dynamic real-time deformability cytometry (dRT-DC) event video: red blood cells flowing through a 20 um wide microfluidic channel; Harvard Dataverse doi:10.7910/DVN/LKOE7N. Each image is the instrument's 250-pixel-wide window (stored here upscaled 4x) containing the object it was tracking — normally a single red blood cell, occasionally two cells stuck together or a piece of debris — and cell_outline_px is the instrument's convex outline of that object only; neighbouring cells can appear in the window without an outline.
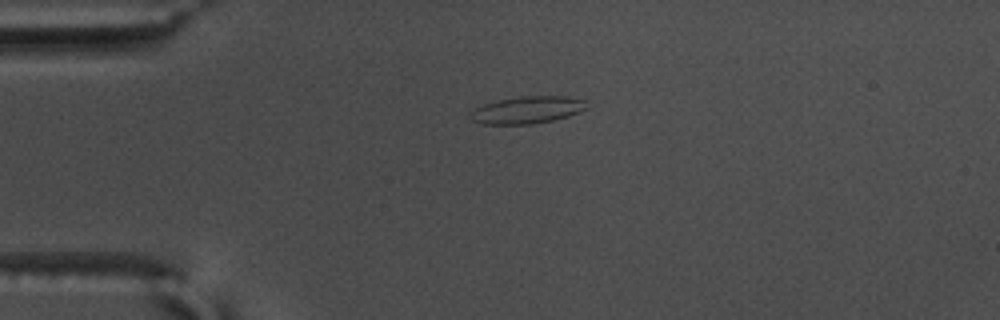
{"species": "common noctule bat (a hibernating species)", "species_latin": "Nyctalus noctula", "temperature_condition": "warm", "stored_images_in_passage": 44, "camera_frame_rate_fps": 3000, "um_per_image_px": 0.085, "animal": {"sex": "male", "body_mass_g": 17.5, "forearm_length_mm": 52.3}, "frame": {"image": 1, "passage_image": 2, "time_ms": 0.333, "image_size_px": [1000, 320], "cell_outline_px": [[588, 108], [568, 116], [552, 120], [532, 124], [484, 124], [472, 120], [468, 116], [468, 112], [472, 108], [496, 100], [520, 96], [564, 96], [584, 100]], "centroid_in_image_um": [44.75, 9.34], "position_along_channel_um": 40.3, "area_um2": 18.55}}
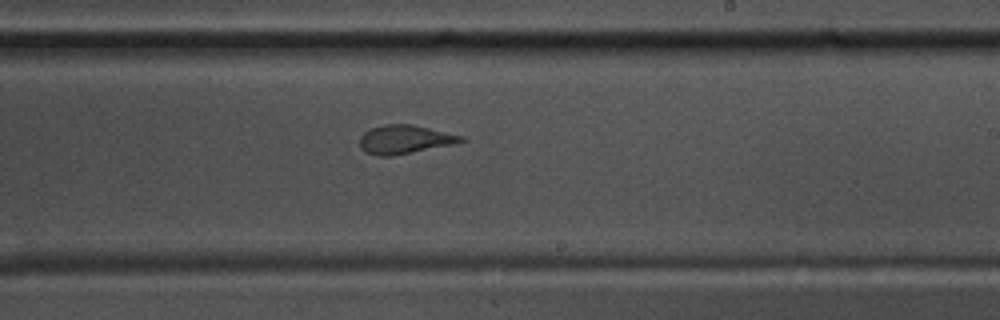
{"frame": {"image": 2, "passage_image": 22, "time_ms": 7.0, "image_size_px": [1000, 320], "cell_outline_px": [[464, 140], [452, 144], [392, 156], [376, 156], [364, 152], [360, 148], [360, 136], [364, 132], [372, 128], [384, 124], [412, 124], [464, 136]], "centroid_in_image_um": [34.34, 11.85], "position_along_channel_um": 254.7, "area_um2": 16.82}}
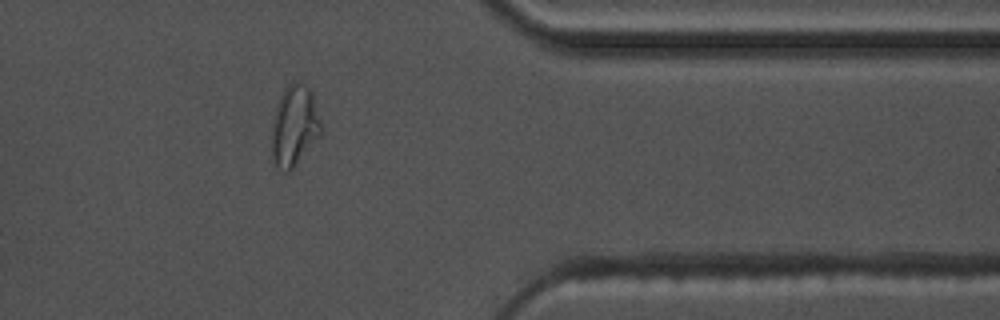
{"frame": {"image": 3, "passage_image": 34, "time_ms": 11.0, "image_size_px": [1000, 320], "cell_outline_px": [[320, 136], [292, 168], [288, 172], [284, 172], [276, 164], [272, 156], [272, 128], [276, 104], [280, 96], [288, 84], [292, 80], [300, 80], [312, 88], [320, 120]], "centroid_in_image_um": [25.03, 10.61], "position_along_channel_um": 386.4, "area_um2": 23.24}, "authors_computed_cell_mechanics": {"area_um2": 17.4845, "velocity_mm_per_s": 3.6643, "shape_relaxation_time_tau1_ms": null, "shape_relaxation_time_tau2_ms": 1.2293, "deformation_change_tau1": null, "deformation_change_tau2": 0.0792}}